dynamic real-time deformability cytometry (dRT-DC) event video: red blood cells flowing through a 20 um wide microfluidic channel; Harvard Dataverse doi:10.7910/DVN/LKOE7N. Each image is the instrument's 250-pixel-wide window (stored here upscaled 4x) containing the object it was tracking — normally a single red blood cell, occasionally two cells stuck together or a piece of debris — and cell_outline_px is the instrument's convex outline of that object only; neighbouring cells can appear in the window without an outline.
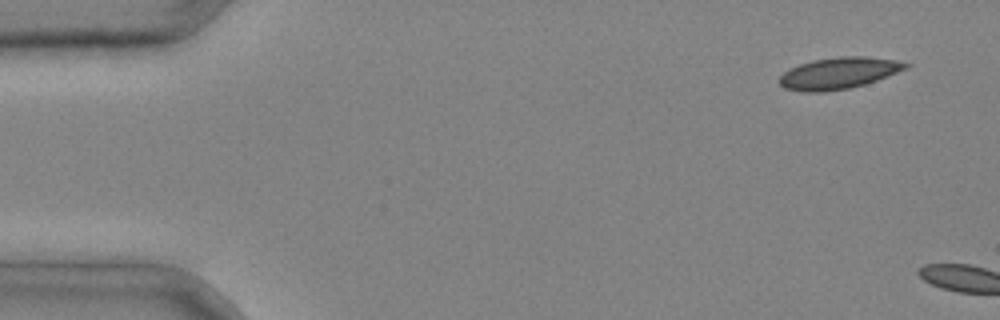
{"species": "common noctule bat (a hibernating species)", "species_latin": "Nyctalus noctula", "temperature_condition": "cold", "stored_images_in_passage": 2, "camera_frame_rate_fps": 3000, "um_per_image_px": 0.085, "animal": {"sex": "male", "body_mass_g": 20.4}, "frame": {"image": 1, "passage_image": 1, "time_ms": 0.0, "image_size_px": [1000, 320], "cell_outline_px": [[912, 64], [908, 68], [876, 80], [864, 84], [848, 88], [824, 92], [800, 92], [784, 88], [776, 80], [784, 72], [800, 64], [812, 60], [840, 56], [864, 56], [896, 60]], "centroid_in_image_um": [71.27, 6.22], "position_along_channel_um": 13.7, "area_um2": 23.24}}